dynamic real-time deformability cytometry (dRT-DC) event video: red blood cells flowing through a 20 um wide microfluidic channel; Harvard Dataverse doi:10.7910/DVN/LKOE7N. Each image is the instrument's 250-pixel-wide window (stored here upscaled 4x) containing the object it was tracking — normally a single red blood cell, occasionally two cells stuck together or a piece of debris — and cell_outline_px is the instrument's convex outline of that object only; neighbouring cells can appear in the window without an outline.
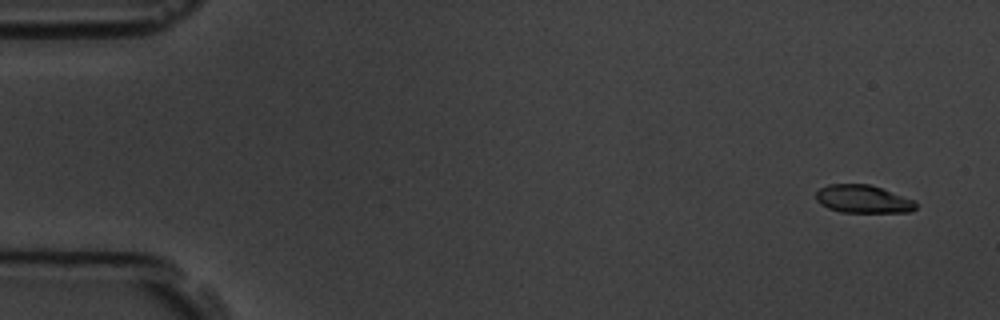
{"species": "common noctule bat (a hibernating species)", "species_latin": "Nyctalus noctula", "temperature_condition": "room temperature", "stored_images_in_passage": 55, "camera_frame_rate_fps": 3000, "um_per_image_px": 0.085, "animal": {"sex": "male", "body_mass_g": 19.5, "forearm_length_mm": 54.6}, "frame": {"image": 1, "passage_image": 1, "time_ms": 0.0, "image_size_px": [1000, 320], "cell_outline_px": [[916, 208], [912, 212], [840, 212], [828, 208], [820, 204], [816, 200], [816, 192], [820, 188], [828, 184], [868, 184], [916, 200]], "centroid_in_image_um": [73.35, 16.92], "position_along_channel_um": 11.6, "area_um2": 16.3}}
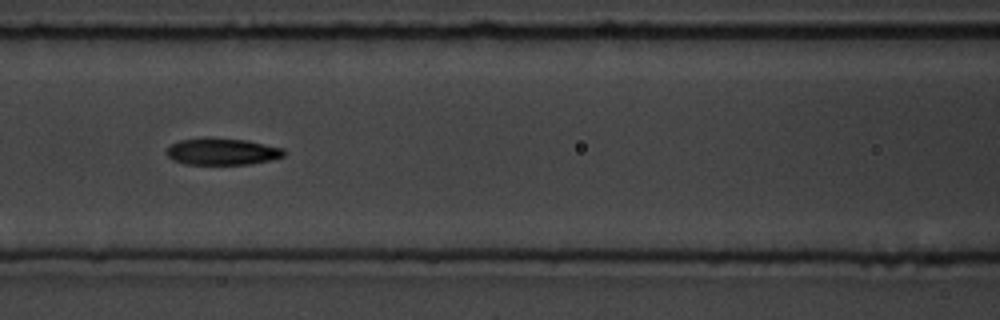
{"frame": {"image": 2, "passage_image": 23, "time_ms": 7.333, "image_size_px": [1000, 320], "cell_outline_px": [[284, 156], [272, 160], [248, 164], [184, 164], [172, 160], [164, 152], [172, 144], [180, 140], [248, 140], [284, 148]], "centroid_in_image_um": [18.92, 12.92], "position_along_channel_um": 147.7, "area_um2": 17.69}}
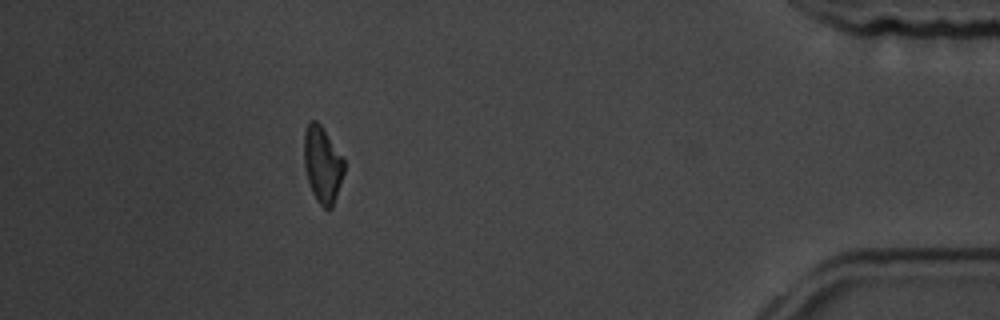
{"frame": {"image": 3, "passage_image": 49, "time_ms": 16.0, "image_size_px": [1000, 320], "cell_outline_px": [[344, 172], [332, 208], [328, 212], [316, 200], [312, 192], [308, 180], [304, 164], [304, 132], [308, 120], [316, 120], [320, 124], [344, 160]], "centroid_in_image_um": [27.39, 13.99], "position_along_channel_um": 407.8, "area_um2": 17.69}, "authors_computed_cell_mechanics": {"area_um2": 17.9758, "velocity_mm_per_s": 3.6167, "shape_relaxation_time_tau1_ms": 3.955, "shape_relaxation_time_tau2_ms": 5.2726, "deformation_change_tau1": 0.1478, "deformation_change_tau2": 0.0894}}